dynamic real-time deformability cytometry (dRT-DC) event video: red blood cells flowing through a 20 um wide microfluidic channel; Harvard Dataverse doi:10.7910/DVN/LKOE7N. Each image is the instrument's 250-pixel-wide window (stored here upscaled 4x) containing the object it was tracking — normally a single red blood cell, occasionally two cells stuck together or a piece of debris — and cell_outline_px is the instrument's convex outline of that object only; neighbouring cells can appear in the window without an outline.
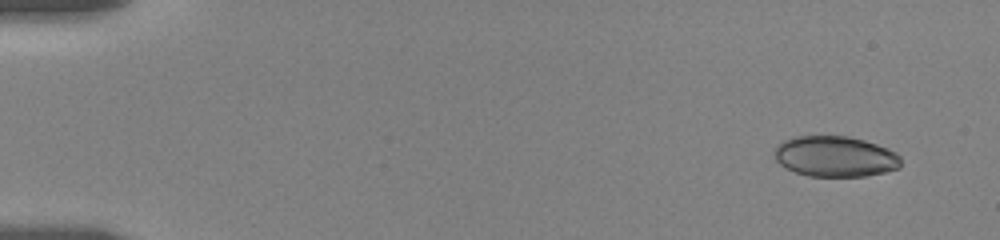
{"species": "human", "species_latin": "Homo sapiens", "temperature_condition": "room temperature", "stored_images_in_passage": 25, "camera_frame_rate_fps": 3000, "um_per_image_px": 0.085, "donor": {"sex": "female"}, "frame": {"image": 1, "passage_image": 2, "time_ms": 0.667, "image_size_px": [1000, 240], "cell_outline_px": [[900, 168], [884, 172], [864, 176], [808, 176], [796, 172], [780, 164], [776, 160], [776, 148], [784, 140], [796, 136], [848, 136], [864, 140], [888, 148], [896, 152], [900, 156]], "centroid_in_image_um": [71.03, 13.3], "position_along_channel_um": 14.0, "area_um2": 29.77}}
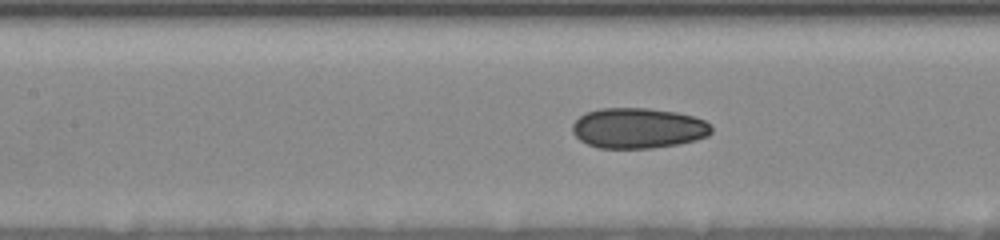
{"frame": {"image": 2, "passage_image": 15, "time_ms": 8.333, "image_size_px": [1000, 240], "cell_outline_px": [[712, 132], [708, 136], [696, 140], [680, 144], [652, 148], [600, 148], [588, 144], [580, 140], [572, 132], [572, 124], [584, 112], [600, 108], [648, 108], [676, 112], [692, 116], [704, 120], [712, 124]], "centroid_in_image_um": [54.25, 10.89], "position_along_channel_um": 153.1, "area_um2": 33.0}}
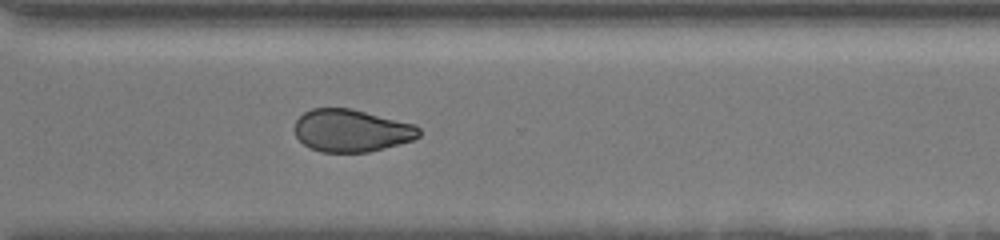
{"frame": {"image": 3, "passage_image": 25, "time_ms": 13.667, "image_size_px": [1000, 240], "cell_outline_px": [[420, 136], [412, 140], [368, 152], [320, 152], [308, 148], [296, 136], [292, 128], [296, 120], [304, 112], [312, 108], [352, 108], [416, 124], [420, 128]], "centroid_in_image_um": [29.85, 11.09], "position_along_channel_um": 340.8, "area_um2": 31.1}}